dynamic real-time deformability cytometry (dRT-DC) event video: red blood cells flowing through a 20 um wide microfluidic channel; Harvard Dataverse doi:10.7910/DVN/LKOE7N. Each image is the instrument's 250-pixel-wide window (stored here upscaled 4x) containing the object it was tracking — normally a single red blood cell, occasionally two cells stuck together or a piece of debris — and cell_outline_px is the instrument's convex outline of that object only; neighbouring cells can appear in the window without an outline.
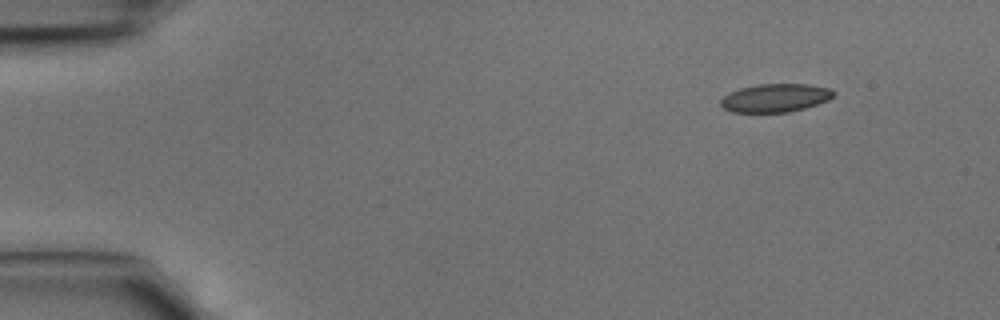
{"species": "common noctule bat (a hibernating species)", "species_latin": "Nyctalus noctula", "temperature_condition": "cold", "stored_images_in_passage": 3, "camera_frame_rate_fps": 3000, "um_per_image_px": 0.085, "animal": {"sex": "male", "body_mass_g": 15.6}, "frame": {"image": 1, "passage_image": 1, "time_ms": 0.0, "image_size_px": [1000, 320], "cell_outline_px": [[836, 92], [828, 100], [804, 108], [788, 112], [732, 112], [724, 108], [720, 104], [720, 100], [728, 92], [740, 88], [756, 84], [808, 84], [828, 88]], "centroid_in_image_um": [65.87, 8.31], "position_along_channel_um": 19.1, "area_um2": 18.55}}
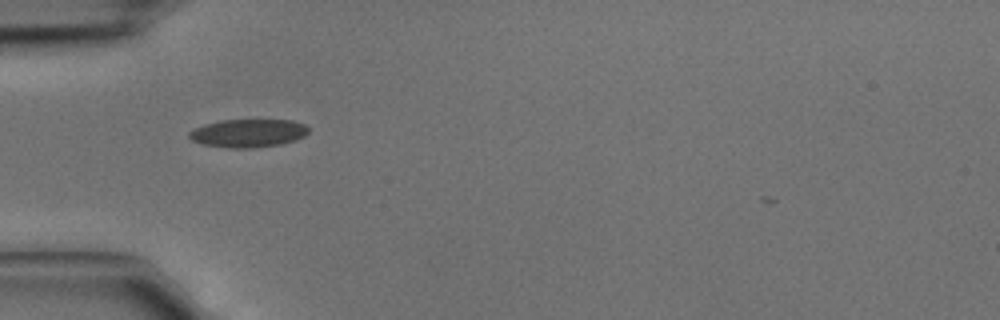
{"frame": {"image": 2, "passage_image": 3, "time_ms": 0.667, "image_size_px": [1000, 320], "cell_outline_px": [[308, 132], [304, 136], [280, 144], [252, 148], [228, 148], [200, 144], [192, 140], [188, 136], [188, 132], [204, 124], [220, 120], [292, 120], [304, 124], [308, 128]], "centroid_in_image_um": [21.05, 11.32], "position_along_channel_um": 63.9, "area_um2": 19.54}}